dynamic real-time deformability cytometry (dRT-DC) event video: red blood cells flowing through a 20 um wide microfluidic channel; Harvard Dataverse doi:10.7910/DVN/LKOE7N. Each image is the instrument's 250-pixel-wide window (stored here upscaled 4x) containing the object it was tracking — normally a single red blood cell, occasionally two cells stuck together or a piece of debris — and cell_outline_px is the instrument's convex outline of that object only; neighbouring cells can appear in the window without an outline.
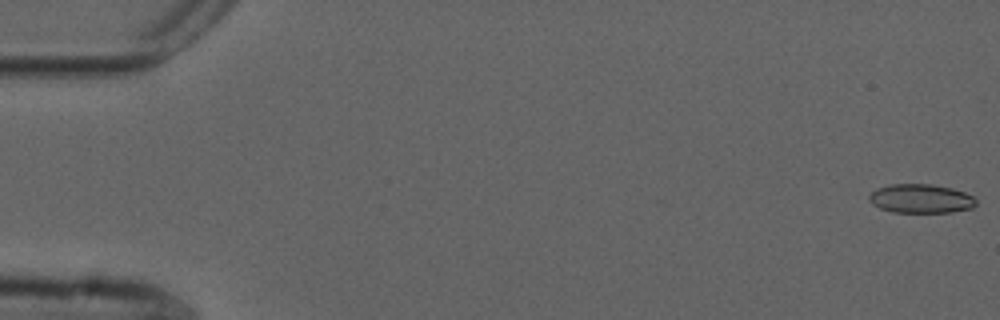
{"species": "common noctule bat (a hibernating species)", "species_latin": "Nyctalus noctula", "temperature_condition": "cold", "stored_images_in_passage": 8, "camera_frame_rate_fps": 3000, "um_per_image_px": 0.085, "animal": {"sex": "male", "forearm_length_mm": 52.5}, "frame": {"image": 1, "passage_image": 1, "time_ms": 0.0, "image_size_px": [1000, 320], "cell_outline_px": [[976, 204], [972, 208], [952, 212], [892, 212], [880, 208], [872, 204], [868, 200], [868, 196], [876, 188], [892, 184], [932, 184], [952, 188], [964, 192], [972, 196], [976, 200]], "centroid_in_image_um": [78.25, 16.88], "position_along_channel_um": 6.7, "area_um2": 18.09}}